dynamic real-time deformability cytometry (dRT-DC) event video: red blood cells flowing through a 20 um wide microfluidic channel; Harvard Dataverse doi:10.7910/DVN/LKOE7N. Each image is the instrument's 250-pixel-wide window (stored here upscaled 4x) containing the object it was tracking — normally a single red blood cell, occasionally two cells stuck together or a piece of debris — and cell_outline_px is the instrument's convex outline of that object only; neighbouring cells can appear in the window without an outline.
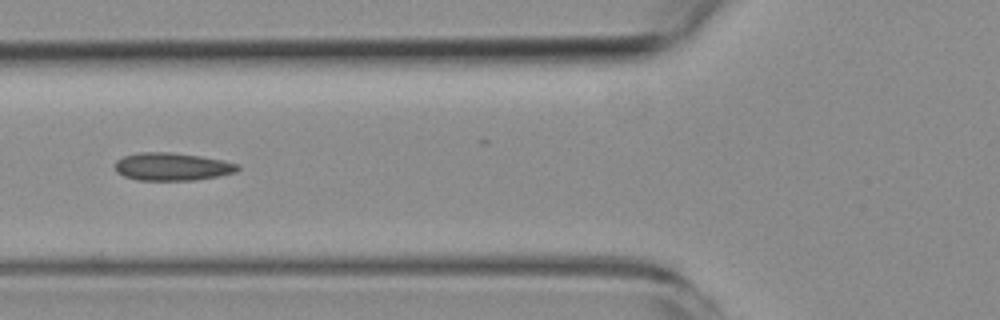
{"species": "common noctule bat (a hibernating species)", "species_latin": "Nyctalus noctula", "temperature_condition": "room temperature", "stored_images_in_passage": 5, "camera_frame_rate_fps": 3000, "um_per_image_px": 0.085, "animal": {"sex": "female", "body_mass_g": 19.3, "forearm_length_mm": 54.1}, "frame": {"image": 1, "passage_image": 5, "time_ms": 4.333, "image_size_px": [1000, 320], "cell_outline_px": [[240, 168], [236, 172], [220, 176], [196, 180], [136, 180], [124, 176], [116, 172], [112, 168], [112, 164], [116, 160], [124, 156], [140, 152], [168, 152], [200, 156], [224, 160], [240, 164]], "centroid_in_image_um": [14.61, 14.17], "position_along_channel_um": 111.2, "area_um2": 20.23}}